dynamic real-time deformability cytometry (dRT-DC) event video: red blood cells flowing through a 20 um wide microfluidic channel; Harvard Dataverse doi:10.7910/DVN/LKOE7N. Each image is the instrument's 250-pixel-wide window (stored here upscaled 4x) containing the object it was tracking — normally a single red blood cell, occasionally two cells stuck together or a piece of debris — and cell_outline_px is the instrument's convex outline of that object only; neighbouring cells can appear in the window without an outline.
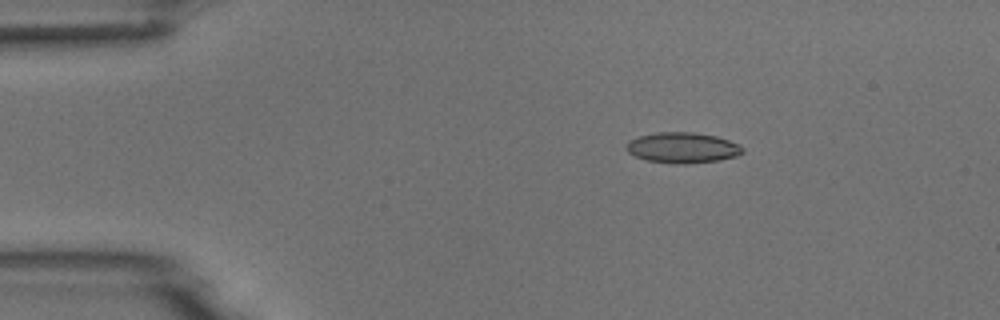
{"species": "common noctule bat (a hibernating species)", "species_latin": "Nyctalus noctula", "temperature_condition": "room temperature", "stored_images_in_passage": 4, "camera_frame_rate_fps": 3000, "um_per_image_px": 0.085, "animal": {"sex": "male", "body_mass_g": 18.8}, "frame": {"image": 1, "passage_image": 2, "time_ms": 2.0, "image_size_px": [1000, 320], "cell_outline_px": [[744, 152], [736, 156], [720, 160], [684, 164], [676, 164], [648, 160], [636, 156], [628, 152], [624, 148], [628, 140], [640, 136], [656, 132], [692, 132], [716, 136], [740, 144], [744, 148]], "centroid_in_image_um": [58.02, 12.55], "position_along_channel_um": 27.0, "area_um2": 20.81}}
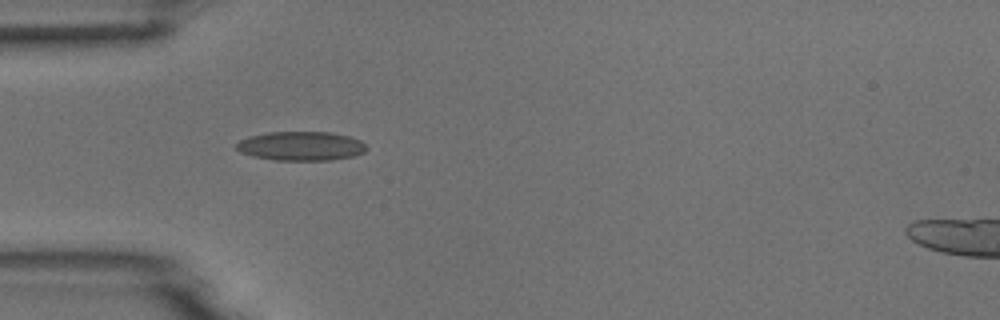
{"frame": {"image": 2, "passage_image": 4, "time_ms": 4.333, "image_size_px": [1000, 320], "cell_outline_px": [[368, 148], [364, 152], [352, 156], [332, 160], [276, 160], [252, 156], [240, 152], [236, 148], [236, 144], [240, 140], [248, 136], [268, 132], [332, 132], [348, 136], [360, 140]], "centroid_in_image_um": [25.57, 12.41], "position_along_channel_um": 59.4, "area_um2": 22.08}}